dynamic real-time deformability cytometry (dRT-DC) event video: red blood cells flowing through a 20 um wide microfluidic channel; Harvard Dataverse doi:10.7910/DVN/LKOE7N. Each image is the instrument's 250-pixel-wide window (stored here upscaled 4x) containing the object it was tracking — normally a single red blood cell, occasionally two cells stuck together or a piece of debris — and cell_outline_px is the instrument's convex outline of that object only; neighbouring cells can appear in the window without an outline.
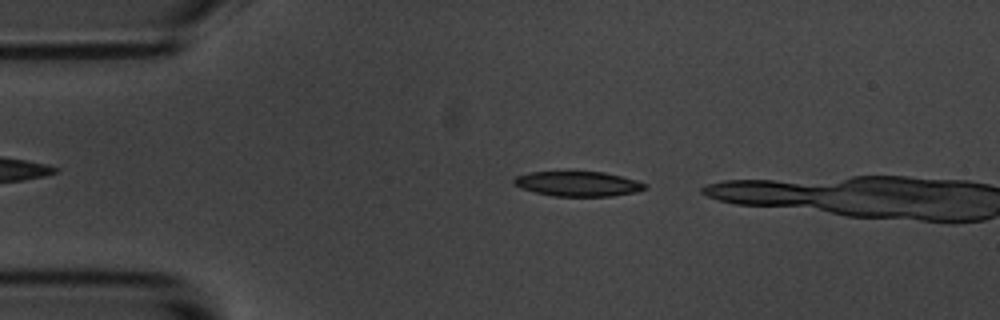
{"species": "common noctule bat (a hibernating species)", "species_latin": "Nyctalus noctula", "temperature_condition": "room temperature", "stored_images_in_passage": 6, "camera_frame_rate_fps": 3000, "um_per_image_px": 0.085, "animal": {"sex": "male", "body_mass_g": 20.1, "forearm_length_mm": 53.5}, "frame": {"image": 1, "passage_image": 4, "time_ms": 1.0, "image_size_px": [1000, 320], "cell_outline_px": [[648, 188], [636, 192], [612, 196], [552, 196], [520, 188], [512, 184], [512, 180], [516, 176], [532, 172], [604, 172], [636, 180], [648, 184]], "centroid_in_image_um": [49.13, 15.63], "position_along_channel_um": 35.9, "area_um2": 19.02}}